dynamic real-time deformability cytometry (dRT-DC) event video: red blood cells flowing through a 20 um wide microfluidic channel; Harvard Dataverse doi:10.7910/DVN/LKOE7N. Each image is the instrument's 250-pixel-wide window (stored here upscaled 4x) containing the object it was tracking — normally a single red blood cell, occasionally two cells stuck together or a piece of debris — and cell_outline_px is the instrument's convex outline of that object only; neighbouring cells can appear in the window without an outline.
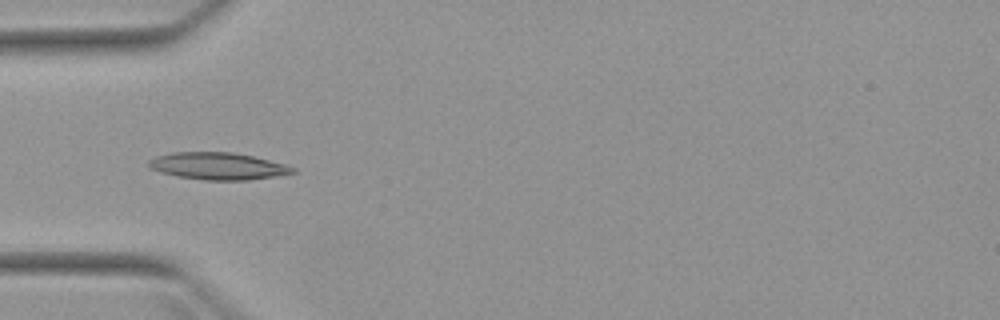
{"species": "Egyptian fruit bat (a non-hibernating species)", "species_latin": "Rousettus aegyptiacus", "temperature_condition": "warm", "stored_images_in_passage": 3, "camera_frame_rate_fps": 3000, "um_per_image_px": 0.085, "animal": {"sex": "female"}, "frame": {"image": 1, "passage_image": 3, "time_ms": 3.0, "image_size_px": [1000, 320], "cell_outline_px": [[296, 172], [248, 180], [204, 180], [176, 176], [160, 172], [148, 168], [148, 160], [156, 156], [172, 152], [232, 152], [252, 156], [284, 164], [296, 168]], "centroid_in_image_um": [18.46, 14.11], "position_along_channel_um": 66.5, "area_um2": 22.66}}